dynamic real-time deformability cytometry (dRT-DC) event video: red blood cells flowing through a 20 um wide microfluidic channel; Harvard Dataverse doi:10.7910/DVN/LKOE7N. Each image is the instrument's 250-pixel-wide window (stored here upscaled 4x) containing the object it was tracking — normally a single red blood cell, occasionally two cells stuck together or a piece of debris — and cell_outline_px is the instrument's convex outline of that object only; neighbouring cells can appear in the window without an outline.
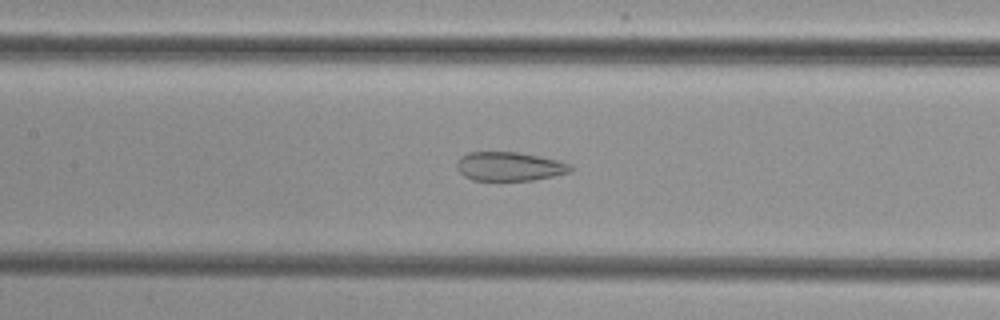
{"species": "common noctule bat (a hibernating species)", "species_latin": "Nyctalus noctula", "temperature_condition": "cold", "stored_images_in_passage": 53, "camera_frame_rate_fps": 3000, "um_per_image_px": 0.085, "animal": {"sex": "female", "body_mass_g": 29.2, "forearm_length_mm": 56.3}, "frame": {"image": 1, "passage_image": 25, "time_ms": 8.0, "image_size_px": [1000, 320], "cell_outline_px": [[572, 172], [536, 180], [472, 180], [464, 176], [456, 168], [456, 164], [460, 156], [468, 152], [516, 152], [556, 160], [572, 164]], "centroid_in_image_um": [43.29, 14.15], "position_along_channel_um": 164.1, "area_um2": 19.19}}
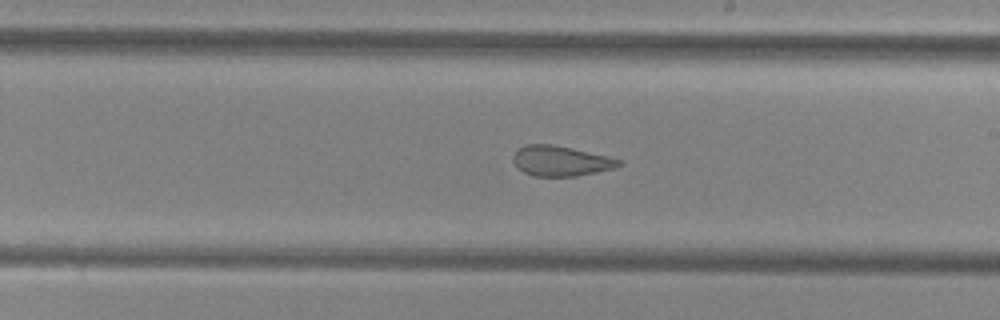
{"frame": {"image": 2, "passage_image": 31, "time_ms": 10.0, "image_size_px": [1000, 320], "cell_outline_px": [[624, 164], [612, 168], [596, 172], [576, 176], [532, 176], [516, 168], [512, 160], [512, 156], [516, 148], [524, 144], [552, 144], [572, 148], [608, 156], [624, 160]], "centroid_in_image_um": [47.62, 13.67], "position_along_channel_um": 241.4, "area_um2": 18.9}}
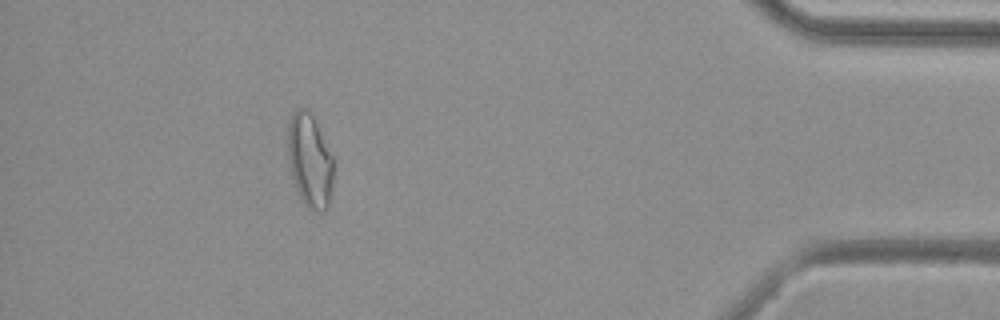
{"frame": {"image": 3, "passage_image": 48, "time_ms": 15.667, "image_size_px": [1000, 320], "cell_outline_px": [[336, 168], [328, 208], [324, 212], [316, 212], [308, 208], [304, 204], [296, 188], [292, 176], [288, 156], [288, 124], [296, 108], [308, 108], [332, 156]], "centroid_in_image_um": [26.36, 13.71], "position_along_channel_um": 408.8, "area_um2": 25.03}}